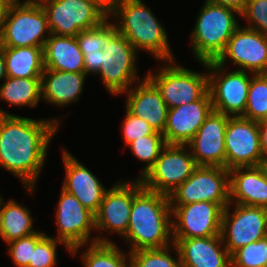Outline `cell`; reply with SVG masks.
Wrapping results in <instances>:
<instances>
[{"instance_id":"cell-1","label":"cell","mask_w":267,"mask_h":267,"mask_svg":"<svg viewBox=\"0 0 267 267\" xmlns=\"http://www.w3.org/2000/svg\"><path fill=\"white\" fill-rule=\"evenodd\" d=\"M64 117L0 115V168L20 179L26 193L34 195L49 144Z\"/></svg>"},{"instance_id":"cell-2","label":"cell","mask_w":267,"mask_h":267,"mask_svg":"<svg viewBox=\"0 0 267 267\" xmlns=\"http://www.w3.org/2000/svg\"><path fill=\"white\" fill-rule=\"evenodd\" d=\"M109 18L136 49L157 62L175 60L169 34L144 0H110Z\"/></svg>"},{"instance_id":"cell-3","label":"cell","mask_w":267,"mask_h":267,"mask_svg":"<svg viewBox=\"0 0 267 267\" xmlns=\"http://www.w3.org/2000/svg\"><path fill=\"white\" fill-rule=\"evenodd\" d=\"M128 252L172 245V211L167 195L142 188L133 198L129 226L122 238Z\"/></svg>"},{"instance_id":"cell-4","label":"cell","mask_w":267,"mask_h":267,"mask_svg":"<svg viewBox=\"0 0 267 267\" xmlns=\"http://www.w3.org/2000/svg\"><path fill=\"white\" fill-rule=\"evenodd\" d=\"M237 15L240 18L233 8L204 0L189 38V49L197 62L213 61L220 56L241 25Z\"/></svg>"},{"instance_id":"cell-5","label":"cell","mask_w":267,"mask_h":267,"mask_svg":"<svg viewBox=\"0 0 267 267\" xmlns=\"http://www.w3.org/2000/svg\"><path fill=\"white\" fill-rule=\"evenodd\" d=\"M160 63L163 64L160 66ZM197 63L204 68L203 72L188 69L176 60L159 62L158 69L145 72L168 109L200 100L208 92L207 62Z\"/></svg>"},{"instance_id":"cell-6","label":"cell","mask_w":267,"mask_h":267,"mask_svg":"<svg viewBox=\"0 0 267 267\" xmlns=\"http://www.w3.org/2000/svg\"><path fill=\"white\" fill-rule=\"evenodd\" d=\"M45 11L51 34L75 37L109 18L110 0H37Z\"/></svg>"},{"instance_id":"cell-7","label":"cell","mask_w":267,"mask_h":267,"mask_svg":"<svg viewBox=\"0 0 267 267\" xmlns=\"http://www.w3.org/2000/svg\"><path fill=\"white\" fill-rule=\"evenodd\" d=\"M51 32L37 0L13 1L0 31V47H43Z\"/></svg>"},{"instance_id":"cell-8","label":"cell","mask_w":267,"mask_h":267,"mask_svg":"<svg viewBox=\"0 0 267 267\" xmlns=\"http://www.w3.org/2000/svg\"><path fill=\"white\" fill-rule=\"evenodd\" d=\"M117 181L105 191L95 213V231L99 232L95 237L99 243H114L107 237L110 233L119 235L120 239L126 235L133 198L143 188L139 179ZM102 233L107 236H103Z\"/></svg>"},{"instance_id":"cell-9","label":"cell","mask_w":267,"mask_h":267,"mask_svg":"<svg viewBox=\"0 0 267 267\" xmlns=\"http://www.w3.org/2000/svg\"><path fill=\"white\" fill-rule=\"evenodd\" d=\"M102 66L95 76L112 96H120L135 83L141 81L138 69V52L117 32L103 47Z\"/></svg>"},{"instance_id":"cell-10","label":"cell","mask_w":267,"mask_h":267,"mask_svg":"<svg viewBox=\"0 0 267 267\" xmlns=\"http://www.w3.org/2000/svg\"><path fill=\"white\" fill-rule=\"evenodd\" d=\"M226 68L215 60L207 62L208 91L213 110L229 117H243L254 73Z\"/></svg>"},{"instance_id":"cell-11","label":"cell","mask_w":267,"mask_h":267,"mask_svg":"<svg viewBox=\"0 0 267 267\" xmlns=\"http://www.w3.org/2000/svg\"><path fill=\"white\" fill-rule=\"evenodd\" d=\"M198 167L188 145L166 144L140 178L142 187L169 196Z\"/></svg>"},{"instance_id":"cell-12","label":"cell","mask_w":267,"mask_h":267,"mask_svg":"<svg viewBox=\"0 0 267 267\" xmlns=\"http://www.w3.org/2000/svg\"><path fill=\"white\" fill-rule=\"evenodd\" d=\"M168 198L170 206L206 201L226 208L230 204L229 170L217 166H198Z\"/></svg>"},{"instance_id":"cell-13","label":"cell","mask_w":267,"mask_h":267,"mask_svg":"<svg viewBox=\"0 0 267 267\" xmlns=\"http://www.w3.org/2000/svg\"><path fill=\"white\" fill-rule=\"evenodd\" d=\"M265 236H267L266 208L230 203L223 209L221 237L231 255L237 249Z\"/></svg>"},{"instance_id":"cell-14","label":"cell","mask_w":267,"mask_h":267,"mask_svg":"<svg viewBox=\"0 0 267 267\" xmlns=\"http://www.w3.org/2000/svg\"><path fill=\"white\" fill-rule=\"evenodd\" d=\"M59 197L54 219L57 235L51 237L65 243L70 249L96 242V237L91 235L96 230L95 214L62 188Z\"/></svg>"},{"instance_id":"cell-15","label":"cell","mask_w":267,"mask_h":267,"mask_svg":"<svg viewBox=\"0 0 267 267\" xmlns=\"http://www.w3.org/2000/svg\"><path fill=\"white\" fill-rule=\"evenodd\" d=\"M170 207L173 239L221 236L224 208L219 203L198 201Z\"/></svg>"},{"instance_id":"cell-16","label":"cell","mask_w":267,"mask_h":267,"mask_svg":"<svg viewBox=\"0 0 267 267\" xmlns=\"http://www.w3.org/2000/svg\"><path fill=\"white\" fill-rule=\"evenodd\" d=\"M228 60L237 67L236 70L267 73V36L240 25L215 61L226 67Z\"/></svg>"},{"instance_id":"cell-17","label":"cell","mask_w":267,"mask_h":267,"mask_svg":"<svg viewBox=\"0 0 267 267\" xmlns=\"http://www.w3.org/2000/svg\"><path fill=\"white\" fill-rule=\"evenodd\" d=\"M225 149L228 170L263 165L259 123L243 117H230L225 132Z\"/></svg>"},{"instance_id":"cell-18","label":"cell","mask_w":267,"mask_h":267,"mask_svg":"<svg viewBox=\"0 0 267 267\" xmlns=\"http://www.w3.org/2000/svg\"><path fill=\"white\" fill-rule=\"evenodd\" d=\"M229 118L213 110L187 144L198 166L226 168L225 132Z\"/></svg>"},{"instance_id":"cell-19","label":"cell","mask_w":267,"mask_h":267,"mask_svg":"<svg viewBox=\"0 0 267 267\" xmlns=\"http://www.w3.org/2000/svg\"><path fill=\"white\" fill-rule=\"evenodd\" d=\"M212 111L209 91L200 100L168 109L163 132L166 144L187 145Z\"/></svg>"},{"instance_id":"cell-20","label":"cell","mask_w":267,"mask_h":267,"mask_svg":"<svg viewBox=\"0 0 267 267\" xmlns=\"http://www.w3.org/2000/svg\"><path fill=\"white\" fill-rule=\"evenodd\" d=\"M68 151L63 147L61 158L65 177L61 188L75 196L85 208L95 214L107 188L89 168Z\"/></svg>"},{"instance_id":"cell-21","label":"cell","mask_w":267,"mask_h":267,"mask_svg":"<svg viewBox=\"0 0 267 267\" xmlns=\"http://www.w3.org/2000/svg\"><path fill=\"white\" fill-rule=\"evenodd\" d=\"M141 81L131 86L125 94V108L132 114L145 120L155 131L163 134L168 107L157 87L143 75Z\"/></svg>"},{"instance_id":"cell-22","label":"cell","mask_w":267,"mask_h":267,"mask_svg":"<svg viewBox=\"0 0 267 267\" xmlns=\"http://www.w3.org/2000/svg\"><path fill=\"white\" fill-rule=\"evenodd\" d=\"M183 267H231L221 236L173 239Z\"/></svg>"},{"instance_id":"cell-23","label":"cell","mask_w":267,"mask_h":267,"mask_svg":"<svg viewBox=\"0 0 267 267\" xmlns=\"http://www.w3.org/2000/svg\"><path fill=\"white\" fill-rule=\"evenodd\" d=\"M230 203L267 209V172L263 165L229 170Z\"/></svg>"},{"instance_id":"cell-24","label":"cell","mask_w":267,"mask_h":267,"mask_svg":"<svg viewBox=\"0 0 267 267\" xmlns=\"http://www.w3.org/2000/svg\"><path fill=\"white\" fill-rule=\"evenodd\" d=\"M87 77L85 72L44 69L41 76L42 101L62 109L79 102Z\"/></svg>"},{"instance_id":"cell-25","label":"cell","mask_w":267,"mask_h":267,"mask_svg":"<svg viewBox=\"0 0 267 267\" xmlns=\"http://www.w3.org/2000/svg\"><path fill=\"white\" fill-rule=\"evenodd\" d=\"M44 69L85 72L84 56L76 37L51 34L43 48Z\"/></svg>"},{"instance_id":"cell-26","label":"cell","mask_w":267,"mask_h":267,"mask_svg":"<svg viewBox=\"0 0 267 267\" xmlns=\"http://www.w3.org/2000/svg\"><path fill=\"white\" fill-rule=\"evenodd\" d=\"M31 212L15 199L3 200L0 207V238L5 244L39 231L33 228L34 218Z\"/></svg>"},{"instance_id":"cell-27","label":"cell","mask_w":267,"mask_h":267,"mask_svg":"<svg viewBox=\"0 0 267 267\" xmlns=\"http://www.w3.org/2000/svg\"><path fill=\"white\" fill-rule=\"evenodd\" d=\"M1 48L8 77L41 78L44 71L43 47Z\"/></svg>"},{"instance_id":"cell-28","label":"cell","mask_w":267,"mask_h":267,"mask_svg":"<svg viewBox=\"0 0 267 267\" xmlns=\"http://www.w3.org/2000/svg\"><path fill=\"white\" fill-rule=\"evenodd\" d=\"M0 100L10 107H37L42 101L41 78L8 77L0 84ZM0 115H14L0 106Z\"/></svg>"},{"instance_id":"cell-29","label":"cell","mask_w":267,"mask_h":267,"mask_svg":"<svg viewBox=\"0 0 267 267\" xmlns=\"http://www.w3.org/2000/svg\"><path fill=\"white\" fill-rule=\"evenodd\" d=\"M82 248H86L83 249L84 252L80 257V261H82L80 263H82L84 267H131L129 252L123 251L115 242H94L78 246L71 249L70 256H77V253L80 252Z\"/></svg>"},{"instance_id":"cell-30","label":"cell","mask_w":267,"mask_h":267,"mask_svg":"<svg viewBox=\"0 0 267 267\" xmlns=\"http://www.w3.org/2000/svg\"><path fill=\"white\" fill-rule=\"evenodd\" d=\"M129 257L131 267H183L174 243L160 249L132 251L129 252Z\"/></svg>"},{"instance_id":"cell-31","label":"cell","mask_w":267,"mask_h":267,"mask_svg":"<svg viewBox=\"0 0 267 267\" xmlns=\"http://www.w3.org/2000/svg\"><path fill=\"white\" fill-rule=\"evenodd\" d=\"M243 118L257 122L267 118V73L252 75Z\"/></svg>"},{"instance_id":"cell-32","label":"cell","mask_w":267,"mask_h":267,"mask_svg":"<svg viewBox=\"0 0 267 267\" xmlns=\"http://www.w3.org/2000/svg\"><path fill=\"white\" fill-rule=\"evenodd\" d=\"M117 32V26L108 18L95 28L80 31L75 37L83 54H94L99 53Z\"/></svg>"},{"instance_id":"cell-33","label":"cell","mask_w":267,"mask_h":267,"mask_svg":"<svg viewBox=\"0 0 267 267\" xmlns=\"http://www.w3.org/2000/svg\"><path fill=\"white\" fill-rule=\"evenodd\" d=\"M165 145L166 142L163 134H151L140 139H136L126 146L129 147L135 158L141 161V163H145L143 169L140 170L139 176L136 177L137 179L146 173L155 163Z\"/></svg>"},{"instance_id":"cell-34","label":"cell","mask_w":267,"mask_h":267,"mask_svg":"<svg viewBox=\"0 0 267 267\" xmlns=\"http://www.w3.org/2000/svg\"><path fill=\"white\" fill-rule=\"evenodd\" d=\"M231 267H267V236L237 249Z\"/></svg>"},{"instance_id":"cell-35","label":"cell","mask_w":267,"mask_h":267,"mask_svg":"<svg viewBox=\"0 0 267 267\" xmlns=\"http://www.w3.org/2000/svg\"><path fill=\"white\" fill-rule=\"evenodd\" d=\"M60 244V245H59ZM63 246L65 251L71 255V249L63 242L46 234L35 246L32 260L27 267H55L57 266V249Z\"/></svg>"},{"instance_id":"cell-36","label":"cell","mask_w":267,"mask_h":267,"mask_svg":"<svg viewBox=\"0 0 267 267\" xmlns=\"http://www.w3.org/2000/svg\"><path fill=\"white\" fill-rule=\"evenodd\" d=\"M46 234L47 233L42 230L6 244L8 246L7 253L15 267H27L29 265L36 244Z\"/></svg>"},{"instance_id":"cell-37","label":"cell","mask_w":267,"mask_h":267,"mask_svg":"<svg viewBox=\"0 0 267 267\" xmlns=\"http://www.w3.org/2000/svg\"><path fill=\"white\" fill-rule=\"evenodd\" d=\"M124 119L122 120L121 125V134L124 138V147L136 139H140L144 136L151 134H162L155 131L145 120L132 115L125 108Z\"/></svg>"},{"instance_id":"cell-38","label":"cell","mask_w":267,"mask_h":267,"mask_svg":"<svg viewBox=\"0 0 267 267\" xmlns=\"http://www.w3.org/2000/svg\"><path fill=\"white\" fill-rule=\"evenodd\" d=\"M240 18L247 22L245 27L267 36V0L247 1Z\"/></svg>"},{"instance_id":"cell-39","label":"cell","mask_w":267,"mask_h":267,"mask_svg":"<svg viewBox=\"0 0 267 267\" xmlns=\"http://www.w3.org/2000/svg\"><path fill=\"white\" fill-rule=\"evenodd\" d=\"M102 53H103V50H100L99 53L83 54L85 73L87 75H96L99 72L103 64Z\"/></svg>"},{"instance_id":"cell-40","label":"cell","mask_w":267,"mask_h":267,"mask_svg":"<svg viewBox=\"0 0 267 267\" xmlns=\"http://www.w3.org/2000/svg\"><path fill=\"white\" fill-rule=\"evenodd\" d=\"M259 123L260 129V149L264 161L267 160V118L261 120Z\"/></svg>"},{"instance_id":"cell-41","label":"cell","mask_w":267,"mask_h":267,"mask_svg":"<svg viewBox=\"0 0 267 267\" xmlns=\"http://www.w3.org/2000/svg\"><path fill=\"white\" fill-rule=\"evenodd\" d=\"M206 1L233 8L237 10L239 13H241L244 10L245 5L247 3V0H206Z\"/></svg>"},{"instance_id":"cell-42","label":"cell","mask_w":267,"mask_h":267,"mask_svg":"<svg viewBox=\"0 0 267 267\" xmlns=\"http://www.w3.org/2000/svg\"><path fill=\"white\" fill-rule=\"evenodd\" d=\"M13 1L14 0H0V31L2 29L8 7Z\"/></svg>"},{"instance_id":"cell-43","label":"cell","mask_w":267,"mask_h":267,"mask_svg":"<svg viewBox=\"0 0 267 267\" xmlns=\"http://www.w3.org/2000/svg\"><path fill=\"white\" fill-rule=\"evenodd\" d=\"M6 78H7V74H6V68H5V59L3 56V50L0 47V80L1 82L4 81Z\"/></svg>"},{"instance_id":"cell-44","label":"cell","mask_w":267,"mask_h":267,"mask_svg":"<svg viewBox=\"0 0 267 267\" xmlns=\"http://www.w3.org/2000/svg\"><path fill=\"white\" fill-rule=\"evenodd\" d=\"M263 166H264V168H265V170L267 172V160L263 163Z\"/></svg>"},{"instance_id":"cell-45","label":"cell","mask_w":267,"mask_h":267,"mask_svg":"<svg viewBox=\"0 0 267 267\" xmlns=\"http://www.w3.org/2000/svg\"><path fill=\"white\" fill-rule=\"evenodd\" d=\"M3 200H4V198H2L1 193H0V207H1Z\"/></svg>"}]
</instances>
